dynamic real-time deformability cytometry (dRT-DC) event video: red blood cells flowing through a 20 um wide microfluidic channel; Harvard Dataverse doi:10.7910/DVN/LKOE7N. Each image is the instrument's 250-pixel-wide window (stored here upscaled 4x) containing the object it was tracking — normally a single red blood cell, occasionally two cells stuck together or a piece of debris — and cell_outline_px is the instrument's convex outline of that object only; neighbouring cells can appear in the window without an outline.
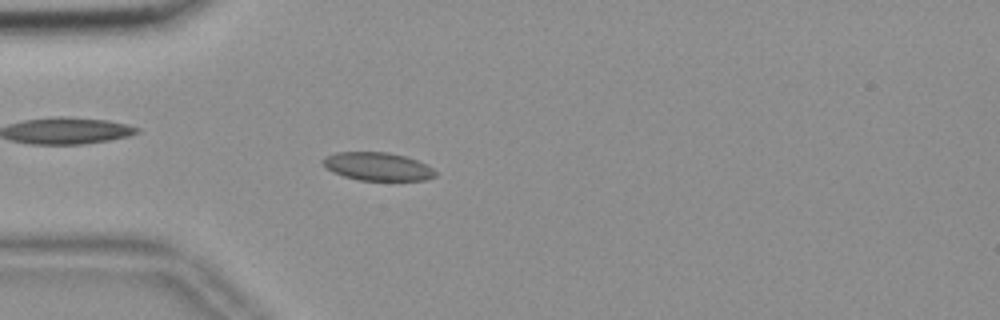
{"species": "common noctule bat (a hibernating species)", "species_latin": "Nyctalus noctula", "temperature_condition": "room temperature", "stored_images_in_passage": 45, "camera_frame_rate_fps": 3000, "um_per_image_px": 0.085, "animal": {"sex": "female", "body_mass_g": 18.4}, "frame": {"image": 1, "passage_image": 5, "time_ms": 1.333, "image_size_px": [1000, 320], "cell_outline_px": [[436, 176], [424, 180], [360, 180], [344, 176], [332, 172], [320, 160], [324, 156], [336, 152], [388, 152], [404, 156], [416, 160], [432, 168], [436, 172]], "centroid_in_image_um": [32.06, 14.14], "position_along_channel_um": 52.9, "area_um2": 18.32}}
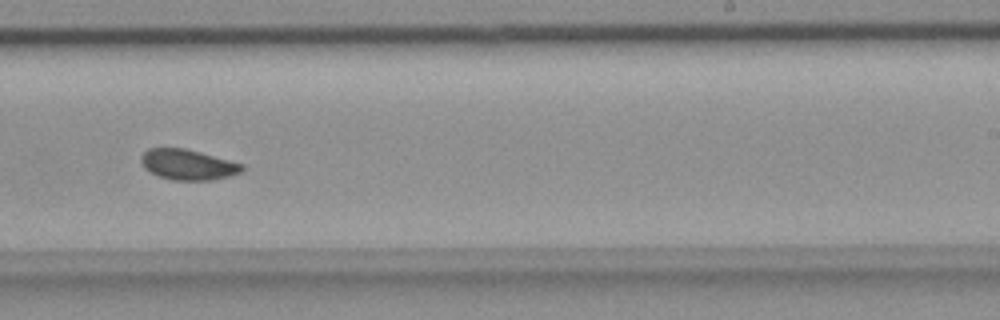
{"frame": {"image": 2, "passage_image": 24, "time_ms": 7.667, "image_size_px": [1000, 320], "cell_outline_px": [[244, 168], [240, 172], [228, 176], [212, 180], [172, 180], [160, 176], [144, 168], [140, 160], [140, 156], [148, 148], [184, 148], [200, 152], [244, 164]], "centroid_in_image_um": [15.96, 13.98], "position_along_channel_um": 273.0, "area_um2": 17.8}}
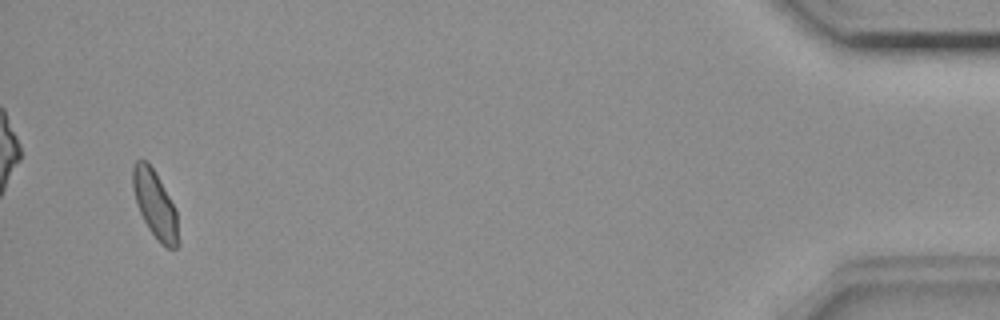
{"frame": {"image": 3, "passage_image": 43, "time_ms": 14.0, "image_size_px": [1000, 320], "cell_outline_px": [[180, 244], [176, 248], [168, 248], [160, 244], [148, 228], [136, 204], [132, 188], [132, 168], [136, 160], [148, 160], [176, 208]], "centroid_in_image_um": [13.19, 17.4], "position_along_channel_um": 422.0, "area_um2": 18.15}, "authors_computed_cell_mechanics": {"area_um2": 18.1492, "velocity_mm_per_s": 3.6208, "shape_relaxation_time_tau1_ms": 8.7567, "shape_relaxation_time_tau2_ms": null, "deformation_change_tau1": 0.103, "deformation_change_tau2": null}}